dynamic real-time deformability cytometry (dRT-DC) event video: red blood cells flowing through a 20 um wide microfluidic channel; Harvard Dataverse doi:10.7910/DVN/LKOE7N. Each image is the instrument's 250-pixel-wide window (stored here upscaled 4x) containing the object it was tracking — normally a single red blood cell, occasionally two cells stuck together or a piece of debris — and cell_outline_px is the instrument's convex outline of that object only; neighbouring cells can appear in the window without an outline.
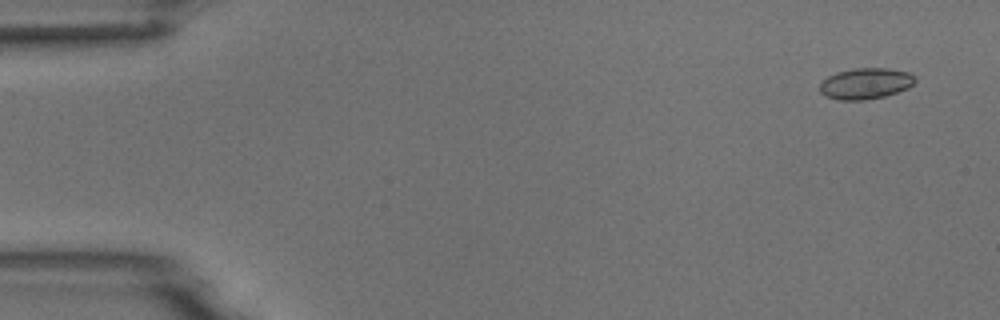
{"species": "common noctule bat (a hibernating species)", "species_latin": "Nyctalus noctula", "temperature_condition": "room temperature", "stored_images_in_passage": 9, "camera_frame_rate_fps": 3000, "um_per_image_px": 0.085, "animal": {"sex": "male", "body_mass_g": 18.8}, "frame": {"image": 1, "passage_image": 1, "time_ms": 0.0, "image_size_px": [1000, 320], "cell_outline_px": [[916, 80], [908, 88], [884, 96], [864, 100], [840, 100], [824, 96], [820, 92], [820, 84], [828, 76], [836, 72], [856, 68], [888, 68], [908, 72]], "centroid_in_image_um": [73.54, 7.1], "position_along_channel_um": 11.5, "area_um2": 17.11}}
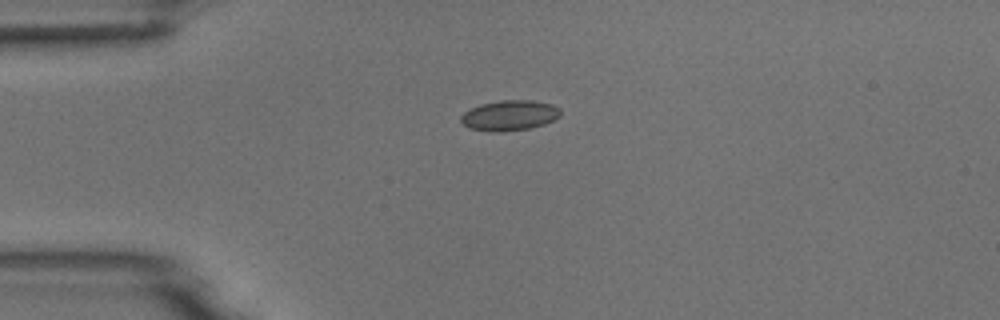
{"frame": {"image": 2, "passage_image": 4, "time_ms": 3.333, "image_size_px": [1000, 320], "cell_outline_px": [[560, 116], [544, 124], [528, 128], [500, 132], [492, 132], [468, 128], [460, 120], [460, 116], [464, 112], [480, 104], [500, 100], [532, 100], [552, 104], [560, 108]], "centroid_in_image_um": [43.29, 9.8], "position_along_channel_um": 41.7, "area_um2": 17.57}}
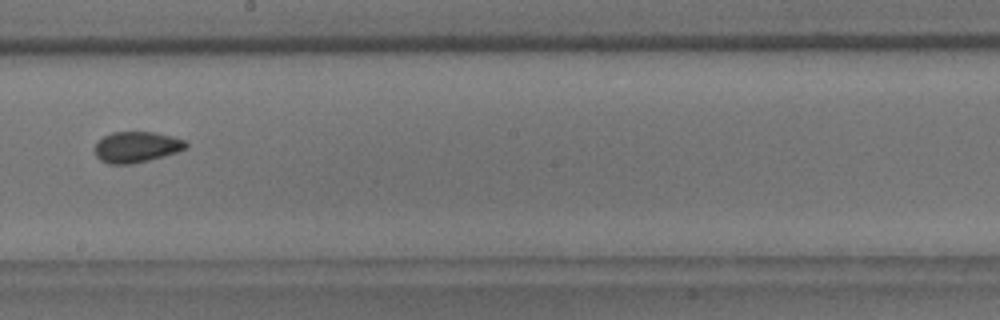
{"frame": {"image": 3, "passage_image": 9, "time_ms": 9.0, "image_size_px": [1000, 320], "cell_outline_px": [[188, 148], [164, 156], [132, 164], [108, 164], [100, 160], [96, 156], [92, 148], [104, 136], [112, 132], [156, 132], [172, 136], [184, 140], [188, 144]], "centroid_in_image_um": [11.59, 12.5], "position_along_channel_um": 236.6, "area_um2": 16.53}}